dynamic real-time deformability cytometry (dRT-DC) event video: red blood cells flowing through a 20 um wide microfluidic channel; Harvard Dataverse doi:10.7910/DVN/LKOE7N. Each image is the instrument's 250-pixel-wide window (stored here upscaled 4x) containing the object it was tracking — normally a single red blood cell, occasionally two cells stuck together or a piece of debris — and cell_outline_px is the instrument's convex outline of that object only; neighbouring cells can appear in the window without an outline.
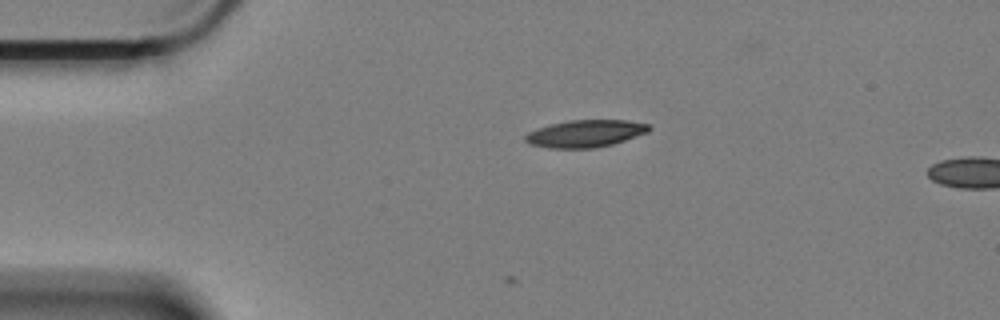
{"species": "Egyptian fruit bat (a non-hibernating species)", "species_latin": "Rousettus aegyptiacus", "temperature_condition": "cold", "stored_images_in_passage": 3, "camera_frame_rate_fps": 3000, "um_per_image_px": 0.085, "animal": {"sex": "female"}, "frame": {"image": 1, "passage_image": 1, "time_ms": 0.0, "image_size_px": [1000, 320], "cell_outline_px": [[652, 128], [648, 132], [612, 144], [596, 148], [548, 148], [528, 144], [524, 140], [524, 136], [528, 132], [548, 124], [568, 120], [628, 120], [648, 124]], "centroid_in_image_um": [49.72, 11.35], "position_along_channel_um": 35.3, "area_um2": 19.77}}